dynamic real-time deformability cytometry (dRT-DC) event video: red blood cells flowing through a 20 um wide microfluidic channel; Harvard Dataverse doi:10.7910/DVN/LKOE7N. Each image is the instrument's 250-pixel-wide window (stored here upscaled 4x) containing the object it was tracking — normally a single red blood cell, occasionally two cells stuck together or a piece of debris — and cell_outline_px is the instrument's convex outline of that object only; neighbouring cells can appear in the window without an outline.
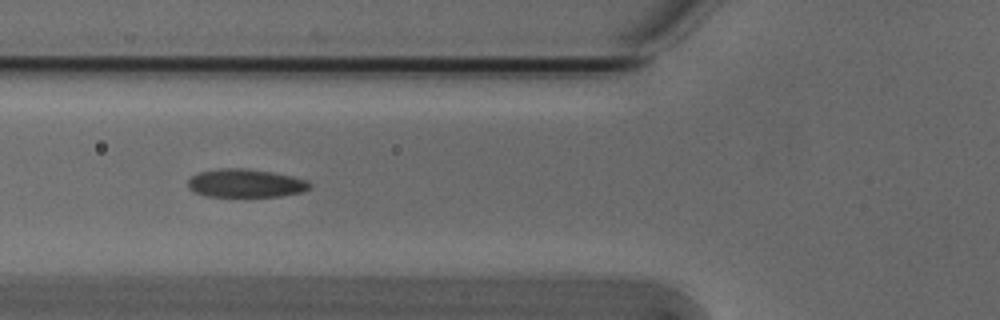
{"species": "Egyptian fruit bat (a non-hibernating species)", "species_latin": "Rousettus aegyptiacus", "temperature_condition": "cold", "stored_images_in_passage": 39, "camera_frame_rate_fps": 3000, "um_per_image_px": 0.085, "animal": {"sex": "male"}, "frame": {"image": 1, "passage_image": 6, "time_ms": 1.667, "image_size_px": [1000, 320], "cell_outline_px": [[312, 188], [300, 192], [280, 196], [208, 196], [196, 192], [188, 188], [188, 180], [192, 176], [200, 172], [220, 168], [248, 168], [272, 172], [292, 176], [308, 180], [312, 184]], "centroid_in_image_um": [20.91, 15.56], "position_along_channel_um": 104.9, "area_um2": 20.06}}